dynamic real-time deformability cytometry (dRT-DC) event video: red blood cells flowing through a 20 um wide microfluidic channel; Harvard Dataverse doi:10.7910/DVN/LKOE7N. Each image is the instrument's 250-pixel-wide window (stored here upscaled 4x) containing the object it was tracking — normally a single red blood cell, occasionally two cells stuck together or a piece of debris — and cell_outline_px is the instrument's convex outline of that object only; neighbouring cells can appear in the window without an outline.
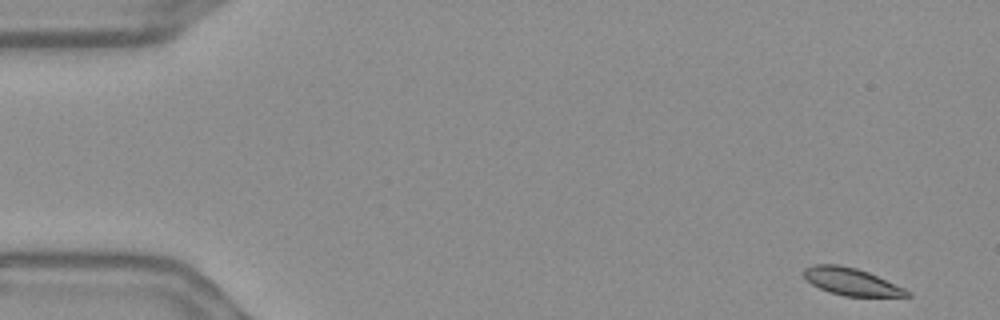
{"species": "Egyptian fruit bat (a non-hibernating species)", "species_latin": "Rousettus aegyptiacus", "temperature_condition": "warm", "stored_images_in_passage": 55, "segment_of_instrument_passage": [1, 2], "camera_frame_rate_fps": 3000, "um_per_image_px": 0.085, "frame": {"image": 1, "passage_image": 1, "time_ms": 0.0, "image_size_px": [1000, 320], "cell_outline_px": [[912, 296], [844, 296], [828, 292], [812, 284], [804, 276], [804, 268], [816, 264], [840, 264], [856, 268], [868, 272], [904, 288], [912, 292]], "centroid_in_image_um": [72.37, 23.94], "position_along_channel_um": 12.6, "area_um2": 16.3}}
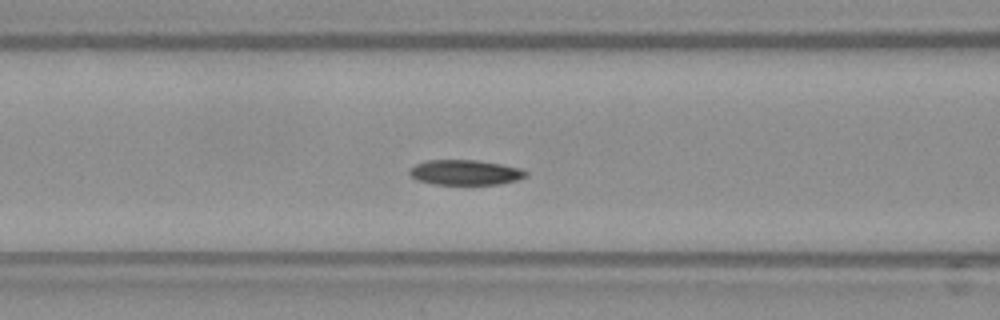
{"frame": {"image": 2, "passage_image": 21, "time_ms": 6.667, "image_size_px": [1000, 320], "cell_outline_px": [[528, 176], [516, 180], [500, 184], [432, 184], [416, 180], [408, 172], [416, 164], [428, 160], [476, 160], [500, 164], [520, 168], [528, 172]], "centroid_in_image_um": [39.55, 14.66], "position_along_channel_um": 127.0, "area_um2": 16.94}}
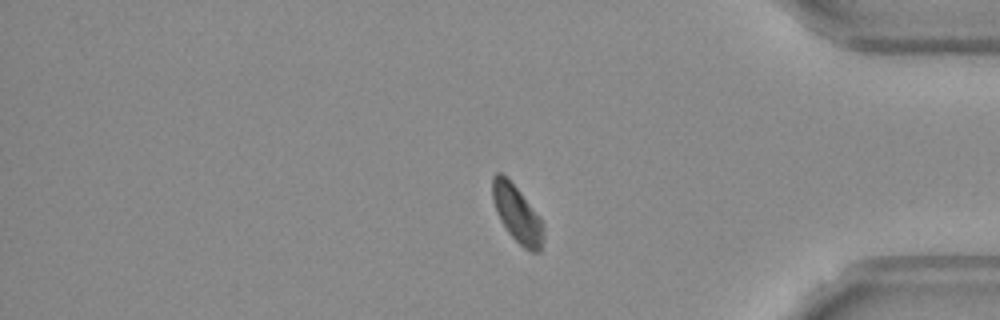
{"frame": {"image": 3, "passage_image": 45, "time_ms": 14.667, "image_size_px": [1000, 320], "cell_outline_px": [[544, 240], [540, 252], [532, 252], [524, 248], [508, 232], [500, 220], [496, 212], [492, 200], [492, 176], [496, 172], [500, 172], [520, 192], [540, 216], [544, 224]], "centroid_in_image_um": [43.97, 18.21], "position_along_channel_um": 391.2, "area_um2": 16.99}}